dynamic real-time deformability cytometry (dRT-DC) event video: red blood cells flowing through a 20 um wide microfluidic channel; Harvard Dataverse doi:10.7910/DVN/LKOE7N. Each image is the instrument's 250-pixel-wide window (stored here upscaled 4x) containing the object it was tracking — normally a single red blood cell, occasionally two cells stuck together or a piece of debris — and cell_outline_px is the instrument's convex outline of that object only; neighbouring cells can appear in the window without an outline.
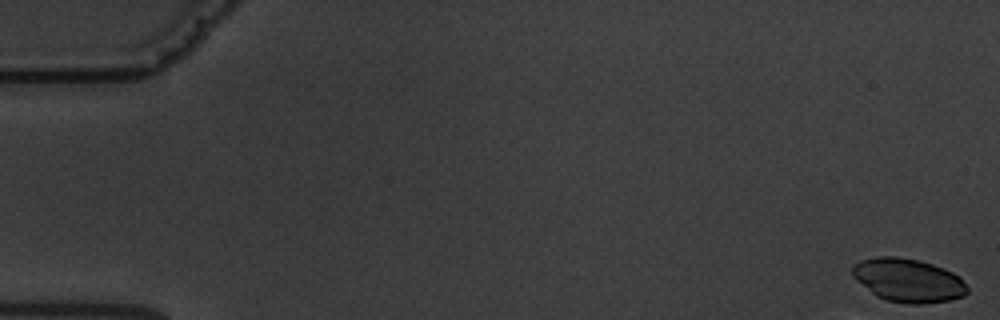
{"species": "common noctule bat (a hibernating species)", "species_latin": "Nyctalus noctula", "temperature_condition": "warm", "stored_images_in_passage": 2, "camera_frame_rate_fps": 3000, "um_per_image_px": 0.085, "animal": {"sex": "male", "body_mass_g": 19.5, "forearm_length_mm": 54.6}, "frame": {"image": 1, "passage_image": 1, "time_ms": 0.0, "image_size_px": [1000, 320], "cell_outline_px": [[968, 292], [964, 296], [948, 300], [924, 304], [908, 304], [888, 300], [876, 296], [856, 280], [852, 276], [852, 264], [860, 260], [880, 256], [896, 256], [916, 260], [932, 264], [944, 268], [952, 272], [968, 288]], "centroid_in_image_um": [77.15, 23.82], "position_along_channel_um": 7.8, "area_um2": 28.96}}